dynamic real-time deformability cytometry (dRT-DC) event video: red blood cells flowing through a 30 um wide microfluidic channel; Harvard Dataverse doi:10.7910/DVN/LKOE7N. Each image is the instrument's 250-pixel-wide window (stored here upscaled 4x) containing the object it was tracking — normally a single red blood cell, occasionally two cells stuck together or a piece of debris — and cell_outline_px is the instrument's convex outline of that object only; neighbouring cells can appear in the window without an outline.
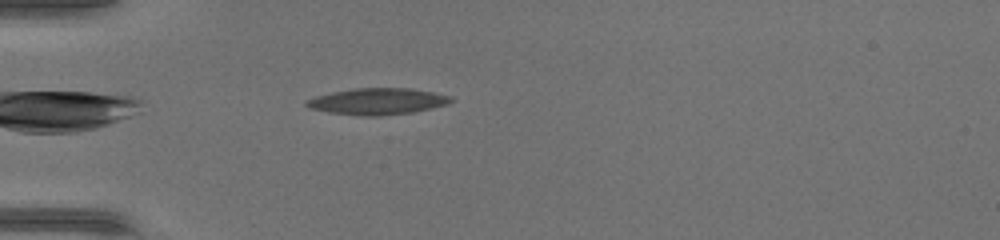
{"species": "common noctule bat (a hibernating species)", "species_latin": "Nyctalus noctula", "temperature_condition": "warm", "stored_images_in_passage": 36, "camera_frame_rate_fps": 3000, "um_per_image_px": 0.085, "animal": {"sex": "female", "body_mass_g": 17.0, "forearm_length_mm": 48.0}, "frame": {"image": 1, "passage_image": 3, "time_ms": 0.667, "image_size_px": [1000, 240], "cell_outline_px": [[452, 100], [448, 104], [432, 108], [412, 112], [380, 116], [364, 116], [328, 112], [308, 108], [304, 104], [304, 100], [316, 96], [332, 92], [356, 88], [408, 88], [432, 92], [452, 96]], "centroid_in_image_um": [32.06, 8.62], "position_along_channel_um": 52.9, "area_um2": 22.25}}
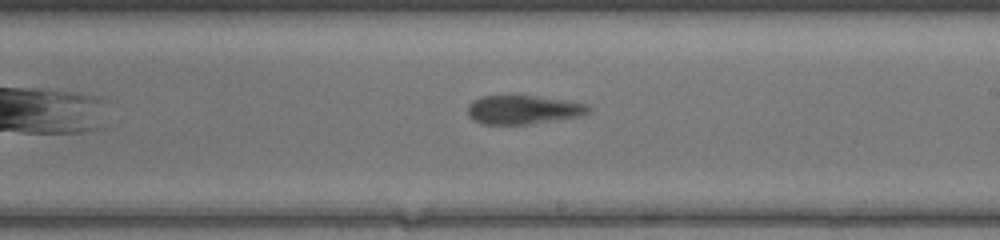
{"frame": {"image": 2, "passage_image": 17, "time_ms": 5.333, "image_size_px": [1000, 240], "cell_outline_px": [[592, 108], [588, 112], [580, 116], [528, 124], [484, 124], [472, 120], [468, 116], [468, 104], [472, 100], [484, 96], [512, 92], [588, 104]], "centroid_in_image_um": [44.41, 9.28], "position_along_channel_um": 244.6, "area_um2": 20.92}}
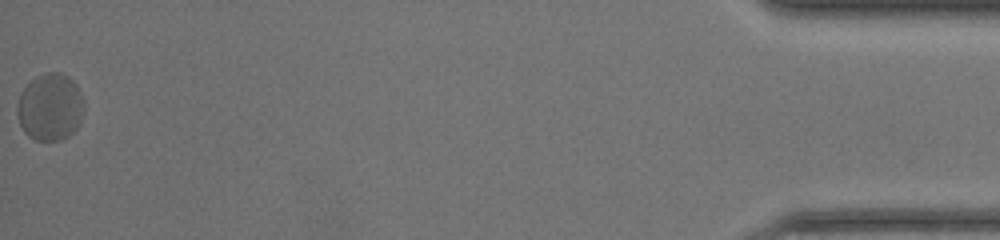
{"frame": {"image": 3, "passage_image": 36, "time_ms": 11.667, "image_size_px": [1000, 240], "cell_outline_px": [[84, 112], [76, 128], [68, 136], [60, 140], [36, 140], [28, 136], [24, 132], [20, 124], [16, 112], [16, 108], [20, 92], [36, 76], [44, 72], [60, 72], [68, 76], [76, 84], [84, 100]], "centroid_in_image_um": [4.26, 9.09], "position_along_channel_um": 430.9, "area_um2": 26.36}}